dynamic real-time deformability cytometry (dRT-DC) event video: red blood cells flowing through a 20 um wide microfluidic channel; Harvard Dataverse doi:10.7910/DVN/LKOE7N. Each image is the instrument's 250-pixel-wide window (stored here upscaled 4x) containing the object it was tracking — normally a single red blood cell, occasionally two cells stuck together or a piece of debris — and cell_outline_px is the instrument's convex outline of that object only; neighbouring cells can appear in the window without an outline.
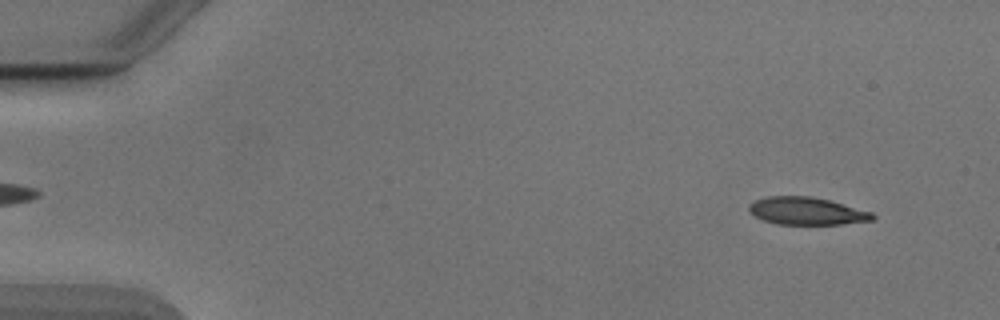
{"species": "Egyptian fruit bat (a non-hibernating species)", "species_latin": "Rousettus aegyptiacus", "temperature_condition": "cold", "stored_images_in_passage": 52, "camera_frame_rate_fps": 3000, "um_per_image_px": 0.085, "animal": {"sex": "male"}, "frame": {"image": 1, "passage_image": 4, "time_ms": 1.0, "image_size_px": [1000, 320], "cell_outline_px": [[876, 216], [872, 220], [840, 224], [776, 224], [764, 220], [756, 216], [748, 208], [748, 204], [756, 200], [768, 196], [808, 196], [828, 200], [872, 212]], "centroid_in_image_um": [68.56, 17.94], "position_along_channel_um": 16.4, "area_um2": 19.54}}
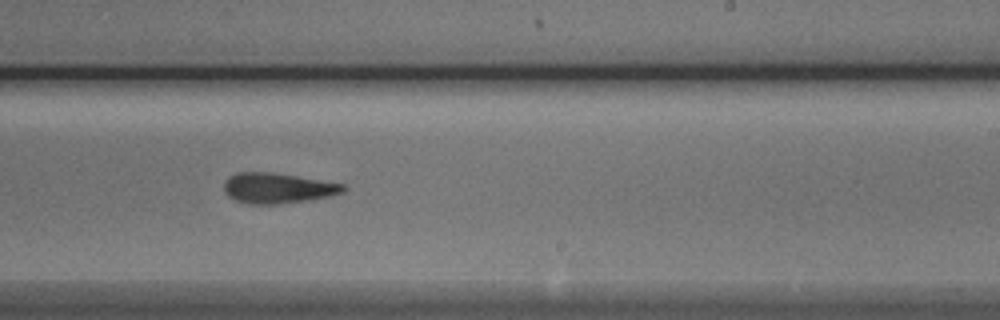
{"frame": {"image": 2, "passage_image": 32, "time_ms": 10.333, "image_size_px": [1000, 320], "cell_outline_px": [[344, 192], [328, 196], [304, 200], [276, 204], [248, 204], [236, 200], [228, 196], [224, 192], [224, 184], [228, 176], [236, 172], [272, 172], [344, 184]], "centroid_in_image_um": [23.53, 15.98], "position_along_channel_um": 265.5, "area_um2": 20.87}}
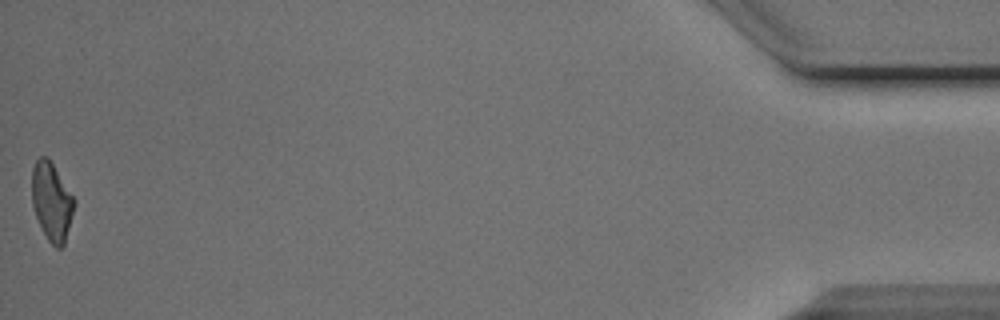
{"frame": {"image": 3, "passage_image": 52, "time_ms": 17.0, "image_size_px": [1000, 320], "cell_outline_px": [[76, 204], [64, 244], [60, 248], [56, 248], [48, 240], [36, 216], [32, 204], [32, 168], [36, 160], [40, 156], [48, 156], [76, 200]], "centroid_in_image_um": [4.4, 17.1], "position_along_channel_um": 430.8, "area_um2": 19.31}, "authors_computed_cell_mechanics": {"area_um2": 20.7502, "velocity_mm_per_s": 3.9042, "shape_relaxation_time_tau1_ms": 3.2493, "shape_relaxation_time_tau2_ms": 1.8161, "deformation_change_tau1": 0.1428, "deformation_change_tau2": 0.1107}}